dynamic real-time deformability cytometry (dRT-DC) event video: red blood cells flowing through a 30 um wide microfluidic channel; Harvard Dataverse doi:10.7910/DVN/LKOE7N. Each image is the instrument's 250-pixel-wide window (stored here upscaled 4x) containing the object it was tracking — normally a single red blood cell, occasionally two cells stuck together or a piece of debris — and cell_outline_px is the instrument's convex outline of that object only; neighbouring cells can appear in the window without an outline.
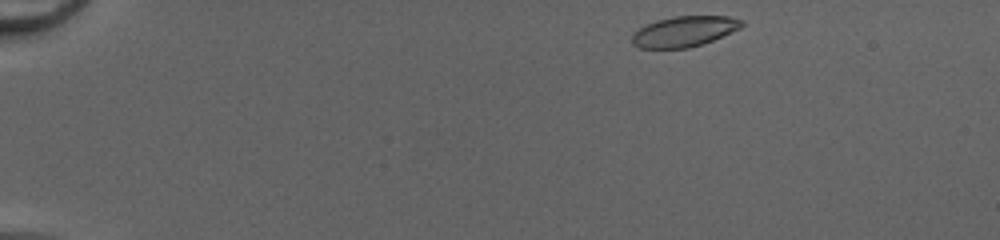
{"species": "common noctule bat (a hibernating species)", "species_latin": "Nyctalus noctula", "temperature_condition": "cold", "stored_images_in_passage": 43, "camera_frame_rate_fps": 3000, "um_per_image_px": 0.085, "animal": {"sex": "female", "body_mass_g": 20.0, "forearm_length_mm": 54.0}, "frame": {"image": 1, "passage_image": 1, "time_ms": 0.0, "image_size_px": [1000, 240], "cell_outline_px": [[744, 24], [740, 28], [712, 40], [688, 48], [640, 48], [632, 44], [632, 36], [644, 24], [656, 20], [672, 16], [728, 16], [744, 20]], "centroid_in_image_um": [58.15, 2.66], "position_along_channel_um": 26.9, "area_um2": 19.42}}
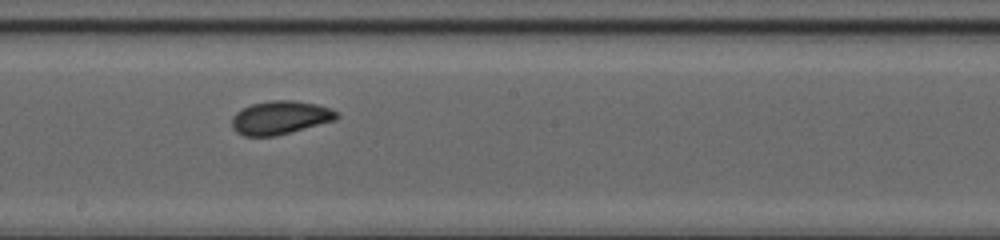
{"frame": {"image": 2, "passage_image": 23, "time_ms": 7.333, "image_size_px": [1000, 240], "cell_outline_px": [[340, 116], [336, 120], [276, 136], [244, 136], [236, 132], [232, 128], [232, 116], [236, 112], [252, 104], [272, 100], [292, 100], [316, 104], [340, 112]], "centroid_in_image_um": [23.83, 10.0], "position_along_channel_um": 224.4, "area_um2": 20.46}}
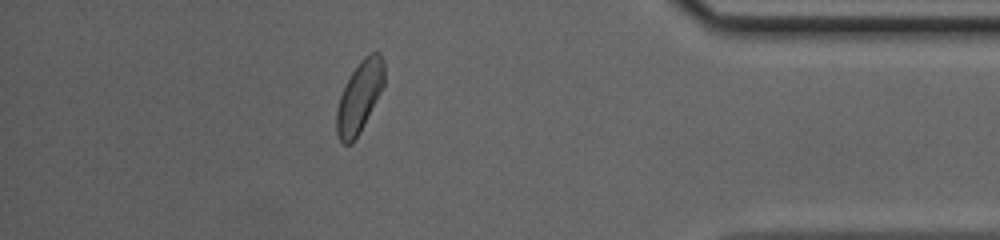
{"frame": {"image": 3, "passage_image": 38, "time_ms": 12.333, "image_size_px": [1000, 240], "cell_outline_px": [[384, 84], [360, 132], [352, 144], [344, 144], [340, 140], [336, 132], [336, 112], [340, 96], [352, 72], [360, 60], [364, 56], [372, 52], [380, 52], [384, 60]], "centroid_in_image_um": [30.56, 8.22], "position_along_channel_um": 404.6, "area_um2": 19.54}, "authors_computed_cell_mechanics": {"area_um2": 19.8254, "velocity_mm_per_s": 4.1799, "shape_relaxation_time_tau1_ms": 3.7732, "shape_relaxation_time_tau2_ms": 1.8819, "deformation_change_tau1": 0.1231, "deformation_change_tau2": 0.0665}}